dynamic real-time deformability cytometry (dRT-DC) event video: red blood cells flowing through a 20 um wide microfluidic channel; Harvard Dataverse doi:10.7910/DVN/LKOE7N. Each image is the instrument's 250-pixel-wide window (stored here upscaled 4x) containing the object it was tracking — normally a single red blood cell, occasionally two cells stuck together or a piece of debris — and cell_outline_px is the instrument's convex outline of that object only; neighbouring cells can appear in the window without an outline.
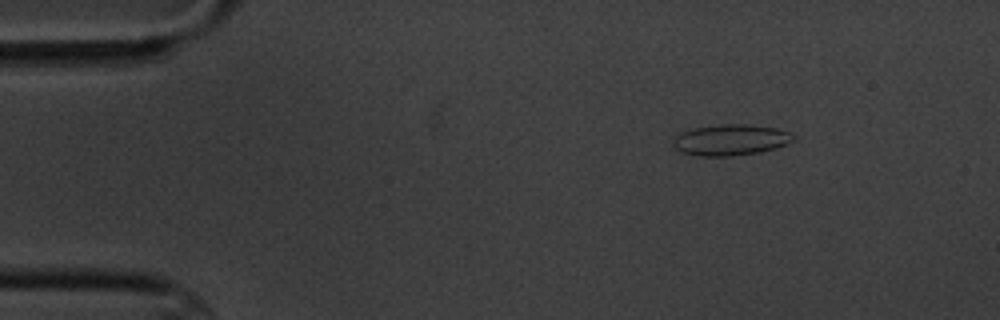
{"species": "common noctule bat (a hibernating species)", "species_latin": "Nyctalus noctula", "temperature_condition": "cold", "stored_images_in_passage": 11, "camera_frame_rate_fps": 3000, "um_per_image_px": 0.085, "animal": {"sex": "male", "body_mass_g": 20.1, "forearm_length_mm": 53.5}, "frame": {"image": 1, "passage_image": 2, "time_ms": 1.333, "image_size_px": [1000, 320], "cell_outline_px": [[796, 140], [788, 144], [776, 148], [760, 152], [732, 156], [700, 156], [680, 152], [672, 144], [672, 136], [680, 132], [696, 128], [724, 124], [748, 124], [776, 128], [788, 132], [796, 136]], "centroid_in_image_um": [62.11, 11.9], "position_along_channel_um": 22.9, "area_um2": 21.96}}
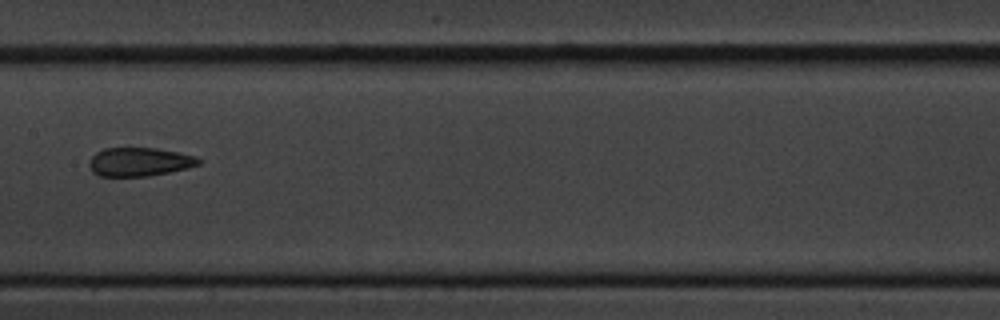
{"frame": {"image": 2, "passage_image": 8, "time_ms": 8.333, "image_size_px": [1000, 320], "cell_outline_px": [[204, 160], [200, 164], [188, 168], [148, 176], [100, 176], [92, 172], [88, 164], [92, 156], [96, 152], [104, 148], [156, 148], [196, 156]], "centroid_in_image_um": [11.86, 13.76], "position_along_channel_um": 195.5, "area_um2": 18.32}}
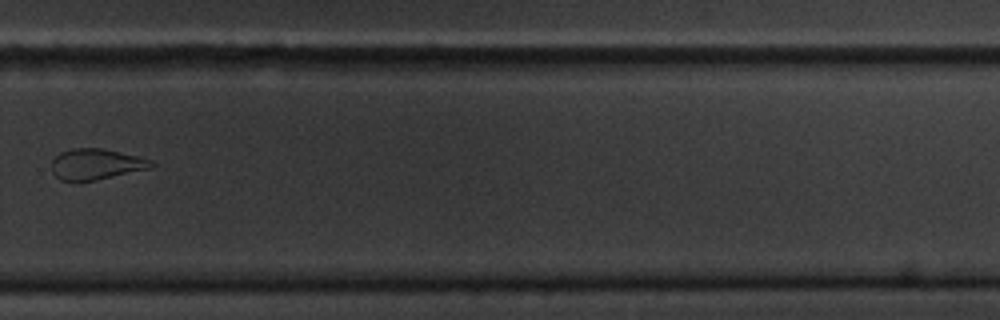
{"frame": {"image": 3, "passage_image": 11, "time_ms": 12.0, "image_size_px": [1000, 320], "cell_outline_px": [[156, 164], [148, 168], [96, 180], [60, 180], [52, 172], [52, 160], [60, 152], [72, 148], [104, 148], [152, 160]], "centroid_in_image_um": [8.14, 13.94], "position_along_channel_um": 321.7, "area_um2": 17.63}}